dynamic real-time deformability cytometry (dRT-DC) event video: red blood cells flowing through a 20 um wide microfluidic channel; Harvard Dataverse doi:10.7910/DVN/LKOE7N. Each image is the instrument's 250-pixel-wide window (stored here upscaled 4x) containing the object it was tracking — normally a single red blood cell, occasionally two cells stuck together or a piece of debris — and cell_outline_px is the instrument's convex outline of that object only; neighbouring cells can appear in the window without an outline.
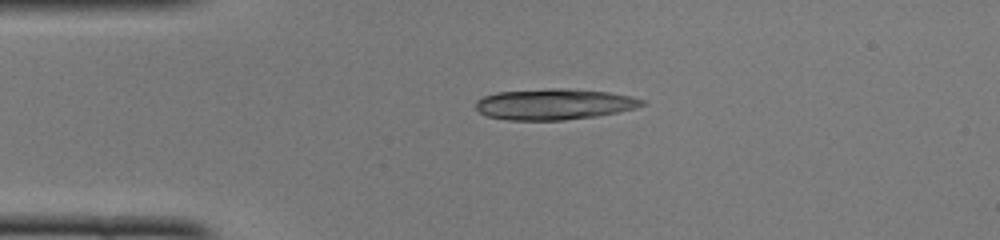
{"species": "common noctule bat (a hibernating species)", "species_latin": "Nyctalus noctula", "temperature_condition": "cold", "stored_images_in_passage": 38, "camera_frame_rate_fps": 3000, "um_per_image_px": 0.085, "animal": {"sex": "female", "body_mass_g": 22.0, "forearm_length_mm": 56.7}, "frame": {"image": 1, "passage_image": 1, "time_ms": 0.0, "image_size_px": [1000, 240], "cell_outline_px": [[648, 104], [616, 112], [596, 116], [564, 120], [508, 120], [488, 116], [480, 112], [476, 108], [476, 100], [484, 96], [496, 92], [548, 88], [560, 88], [608, 92], [628, 96], [644, 100]], "centroid_in_image_um": [47.07, 8.85], "position_along_channel_um": 37.9, "area_um2": 29.77}}